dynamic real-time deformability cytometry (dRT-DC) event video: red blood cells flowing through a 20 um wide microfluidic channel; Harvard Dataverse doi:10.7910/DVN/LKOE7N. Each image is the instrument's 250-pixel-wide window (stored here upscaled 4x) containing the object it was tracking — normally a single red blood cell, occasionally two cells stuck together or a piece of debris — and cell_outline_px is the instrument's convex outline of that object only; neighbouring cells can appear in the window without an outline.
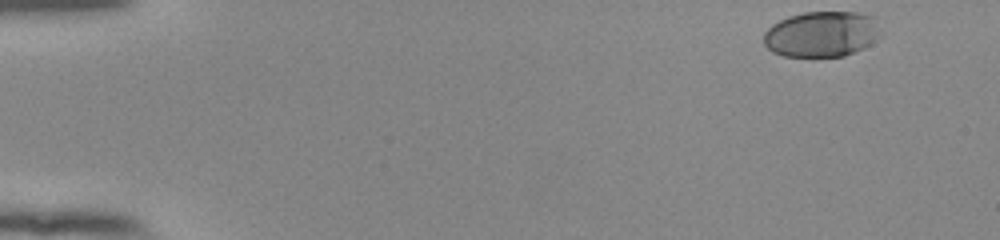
{"species": "human", "species_latin": "Homo sapiens", "temperature_condition": "room temperature", "stored_images_in_passage": 51, "camera_frame_rate_fps": 3000, "um_per_image_px": 0.085, "donor": {"sex": "female"}, "frame": {"image": 1, "passage_image": 1, "time_ms": 0.0, "image_size_px": [1000, 240], "cell_outline_px": [[880, 36], [864, 48], [844, 56], [784, 56], [772, 52], [764, 44], [764, 32], [772, 24], [788, 16], [804, 12], [860, 12], [880, 16]], "centroid_in_image_um": [69.9, 2.87], "position_along_channel_um": 15.1, "area_um2": 31.67}}
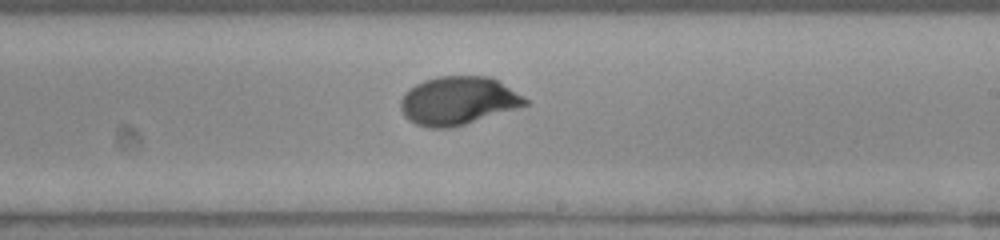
{"frame": {"image": 2, "passage_image": 30, "time_ms": 9.667, "image_size_px": [1000, 240], "cell_outline_px": [[532, 104], [464, 124], [448, 128], [428, 128], [416, 124], [408, 120], [404, 116], [400, 108], [400, 100], [404, 92], [408, 88], [424, 80], [436, 76], [492, 76], [524, 96]], "centroid_in_image_um": [38.94, 8.55], "position_along_channel_um": 250.1, "area_um2": 35.43}}
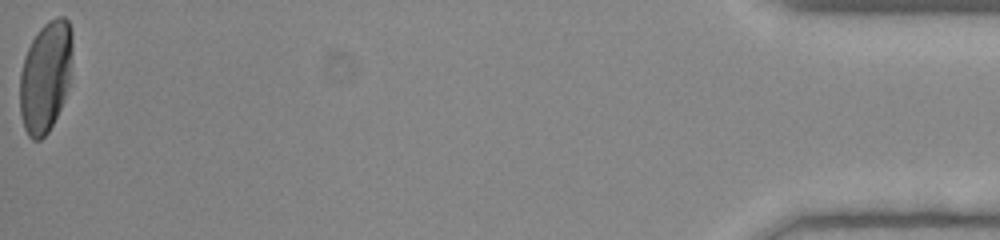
{"frame": {"image": 3, "passage_image": 51, "time_ms": 16.667, "image_size_px": [1000, 240], "cell_outline_px": [[72, 48], [68, 88], [64, 100], [48, 132], [40, 140], [32, 140], [28, 136], [24, 128], [20, 112], [20, 72], [24, 56], [32, 40], [40, 28], [48, 20], [56, 16], [64, 16], [68, 20], [72, 32]], "centroid_in_image_um": [3.86, 6.5], "position_along_channel_um": 431.3, "area_um2": 34.1}, "authors_computed_cell_mechanics": {"area_um2": 34.102, "velocity_mm_per_s": 3.8623, "shape_relaxation_time_tau1_ms": 3.3715, "shape_relaxation_time_tau2_ms": null, "deformation_change_tau1": 0.16, "deformation_change_tau2": null}}